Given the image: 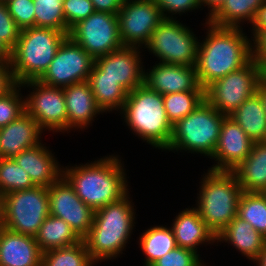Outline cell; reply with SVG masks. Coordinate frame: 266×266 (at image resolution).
Returning <instances> with one entry per match:
<instances>
[{"mask_svg": "<svg viewBox=\"0 0 266 266\" xmlns=\"http://www.w3.org/2000/svg\"><path fill=\"white\" fill-rule=\"evenodd\" d=\"M204 24L207 35L199 42L195 64L197 79L203 89L242 68L253 58L252 39L247 37L242 27Z\"/></svg>", "mask_w": 266, "mask_h": 266, "instance_id": "cell-1", "label": "cell"}, {"mask_svg": "<svg viewBox=\"0 0 266 266\" xmlns=\"http://www.w3.org/2000/svg\"><path fill=\"white\" fill-rule=\"evenodd\" d=\"M121 160V157L113 154L86 164L65 166L63 176L79 198L97 210L130 194Z\"/></svg>", "mask_w": 266, "mask_h": 266, "instance_id": "cell-2", "label": "cell"}, {"mask_svg": "<svg viewBox=\"0 0 266 266\" xmlns=\"http://www.w3.org/2000/svg\"><path fill=\"white\" fill-rule=\"evenodd\" d=\"M129 196L95 210L93 224L84 241L96 263L115 259L127 247L136 224L135 205Z\"/></svg>", "mask_w": 266, "mask_h": 266, "instance_id": "cell-3", "label": "cell"}, {"mask_svg": "<svg viewBox=\"0 0 266 266\" xmlns=\"http://www.w3.org/2000/svg\"><path fill=\"white\" fill-rule=\"evenodd\" d=\"M120 114L126 126L138 138L153 148L166 151L170 144L172 125L166 116L163 95L145 84L138 86L128 93Z\"/></svg>", "mask_w": 266, "mask_h": 266, "instance_id": "cell-4", "label": "cell"}, {"mask_svg": "<svg viewBox=\"0 0 266 266\" xmlns=\"http://www.w3.org/2000/svg\"><path fill=\"white\" fill-rule=\"evenodd\" d=\"M201 180L194 208L216 237L237 216L243 190L233 172L208 170Z\"/></svg>", "mask_w": 266, "mask_h": 266, "instance_id": "cell-5", "label": "cell"}, {"mask_svg": "<svg viewBox=\"0 0 266 266\" xmlns=\"http://www.w3.org/2000/svg\"><path fill=\"white\" fill-rule=\"evenodd\" d=\"M67 37L68 34L52 28L33 26L21 29L10 61L17 83L39 80Z\"/></svg>", "mask_w": 266, "mask_h": 266, "instance_id": "cell-6", "label": "cell"}, {"mask_svg": "<svg viewBox=\"0 0 266 266\" xmlns=\"http://www.w3.org/2000/svg\"><path fill=\"white\" fill-rule=\"evenodd\" d=\"M225 117L204 99L193 112L172 126L170 144L166 150H184L211 158Z\"/></svg>", "mask_w": 266, "mask_h": 266, "instance_id": "cell-7", "label": "cell"}, {"mask_svg": "<svg viewBox=\"0 0 266 266\" xmlns=\"http://www.w3.org/2000/svg\"><path fill=\"white\" fill-rule=\"evenodd\" d=\"M49 216L48 188H33L3 195V227L12 232L34 236Z\"/></svg>", "mask_w": 266, "mask_h": 266, "instance_id": "cell-8", "label": "cell"}, {"mask_svg": "<svg viewBox=\"0 0 266 266\" xmlns=\"http://www.w3.org/2000/svg\"><path fill=\"white\" fill-rule=\"evenodd\" d=\"M192 29L176 18L164 19L152 32L144 47L160 59L159 62L193 67L196 64L199 41Z\"/></svg>", "mask_w": 266, "mask_h": 266, "instance_id": "cell-9", "label": "cell"}, {"mask_svg": "<svg viewBox=\"0 0 266 266\" xmlns=\"http://www.w3.org/2000/svg\"><path fill=\"white\" fill-rule=\"evenodd\" d=\"M261 67L252 58L245 66L217 79L204 89L205 100L221 114L231 115L257 92Z\"/></svg>", "mask_w": 266, "mask_h": 266, "instance_id": "cell-10", "label": "cell"}, {"mask_svg": "<svg viewBox=\"0 0 266 266\" xmlns=\"http://www.w3.org/2000/svg\"><path fill=\"white\" fill-rule=\"evenodd\" d=\"M68 36L94 59L123 47L117 14L95 11L74 25Z\"/></svg>", "mask_w": 266, "mask_h": 266, "instance_id": "cell-11", "label": "cell"}, {"mask_svg": "<svg viewBox=\"0 0 266 266\" xmlns=\"http://www.w3.org/2000/svg\"><path fill=\"white\" fill-rule=\"evenodd\" d=\"M32 88L25 98V111L43 131L67 132V112L63 88L32 80L20 84ZM26 86V87H25Z\"/></svg>", "mask_w": 266, "mask_h": 266, "instance_id": "cell-12", "label": "cell"}, {"mask_svg": "<svg viewBox=\"0 0 266 266\" xmlns=\"http://www.w3.org/2000/svg\"><path fill=\"white\" fill-rule=\"evenodd\" d=\"M117 18L123 46L141 50L149 43L154 29L164 20L155 0H125Z\"/></svg>", "mask_w": 266, "mask_h": 266, "instance_id": "cell-13", "label": "cell"}, {"mask_svg": "<svg viewBox=\"0 0 266 266\" xmlns=\"http://www.w3.org/2000/svg\"><path fill=\"white\" fill-rule=\"evenodd\" d=\"M94 60L68 36L58 48L54 59L39 81L57 88L88 81Z\"/></svg>", "mask_w": 266, "mask_h": 266, "instance_id": "cell-14", "label": "cell"}, {"mask_svg": "<svg viewBox=\"0 0 266 266\" xmlns=\"http://www.w3.org/2000/svg\"><path fill=\"white\" fill-rule=\"evenodd\" d=\"M48 197L49 215L64 220L81 239H84L90 232L95 210L79 198L63 175L48 187Z\"/></svg>", "mask_w": 266, "mask_h": 266, "instance_id": "cell-15", "label": "cell"}, {"mask_svg": "<svg viewBox=\"0 0 266 266\" xmlns=\"http://www.w3.org/2000/svg\"><path fill=\"white\" fill-rule=\"evenodd\" d=\"M140 48L123 46L94 60L101 78H111L129 93L144 84L145 67Z\"/></svg>", "mask_w": 266, "mask_h": 266, "instance_id": "cell-16", "label": "cell"}, {"mask_svg": "<svg viewBox=\"0 0 266 266\" xmlns=\"http://www.w3.org/2000/svg\"><path fill=\"white\" fill-rule=\"evenodd\" d=\"M254 142L245 134L241 127L229 116L223 119L219 140L210 159L214 165L208 170H235L250 154Z\"/></svg>", "mask_w": 266, "mask_h": 266, "instance_id": "cell-17", "label": "cell"}, {"mask_svg": "<svg viewBox=\"0 0 266 266\" xmlns=\"http://www.w3.org/2000/svg\"><path fill=\"white\" fill-rule=\"evenodd\" d=\"M146 71L144 84L161 95L185 91H204L199 85L195 66L159 62Z\"/></svg>", "mask_w": 266, "mask_h": 266, "instance_id": "cell-18", "label": "cell"}, {"mask_svg": "<svg viewBox=\"0 0 266 266\" xmlns=\"http://www.w3.org/2000/svg\"><path fill=\"white\" fill-rule=\"evenodd\" d=\"M43 130L25 111L13 122L0 128V158L13 159L26 149L42 143Z\"/></svg>", "mask_w": 266, "mask_h": 266, "instance_id": "cell-19", "label": "cell"}, {"mask_svg": "<svg viewBox=\"0 0 266 266\" xmlns=\"http://www.w3.org/2000/svg\"><path fill=\"white\" fill-rule=\"evenodd\" d=\"M67 112V132L71 129H85L94 118L104 113L97 105L88 81L63 88ZM98 114V115H97Z\"/></svg>", "mask_w": 266, "mask_h": 266, "instance_id": "cell-20", "label": "cell"}, {"mask_svg": "<svg viewBox=\"0 0 266 266\" xmlns=\"http://www.w3.org/2000/svg\"><path fill=\"white\" fill-rule=\"evenodd\" d=\"M45 144L26 149L13 159L27 171L35 186L49 187L63 175V166Z\"/></svg>", "mask_w": 266, "mask_h": 266, "instance_id": "cell-21", "label": "cell"}, {"mask_svg": "<svg viewBox=\"0 0 266 266\" xmlns=\"http://www.w3.org/2000/svg\"><path fill=\"white\" fill-rule=\"evenodd\" d=\"M42 252L34 236L0 228V266H41Z\"/></svg>", "mask_w": 266, "mask_h": 266, "instance_id": "cell-22", "label": "cell"}, {"mask_svg": "<svg viewBox=\"0 0 266 266\" xmlns=\"http://www.w3.org/2000/svg\"><path fill=\"white\" fill-rule=\"evenodd\" d=\"M177 247L187 248L198 253L202 244H214L215 235L207 228L199 212L194 208H185L176 215L171 224ZM198 246V247H197Z\"/></svg>", "mask_w": 266, "mask_h": 266, "instance_id": "cell-23", "label": "cell"}, {"mask_svg": "<svg viewBox=\"0 0 266 266\" xmlns=\"http://www.w3.org/2000/svg\"><path fill=\"white\" fill-rule=\"evenodd\" d=\"M217 242H227L251 261H255L264 246L266 238L253 229L249 222L236 216L217 236Z\"/></svg>", "mask_w": 266, "mask_h": 266, "instance_id": "cell-24", "label": "cell"}, {"mask_svg": "<svg viewBox=\"0 0 266 266\" xmlns=\"http://www.w3.org/2000/svg\"><path fill=\"white\" fill-rule=\"evenodd\" d=\"M244 192L266 191V145L255 142L249 156L232 171Z\"/></svg>", "mask_w": 266, "mask_h": 266, "instance_id": "cell-25", "label": "cell"}, {"mask_svg": "<svg viewBox=\"0 0 266 266\" xmlns=\"http://www.w3.org/2000/svg\"><path fill=\"white\" fill-rule=\"evenodd\" d=\"M264 2L266 0H224L205 21L218 27L240 28L242 27L240 24L245 21L252 25Z\"/></svg>", "mask_w": 266, "mask_h": 266, "instance_id": "cell-26", "label": "cell"}, {"mask_svg": "<svg viewBox=\"0 0 266 266\" xmlns=\"http://www.w3.org/2000/svg\"><path fill=\"white\" fill-rule=\"evenodd\" d=\"M255 143L261 142L266 134V111L259 94L256 92L246 99L229 115Z\"/></svg>", "mask_w": 266, "mask_h": 266, "instance_id": "cell-27", "label": "cell"}, {"mask_svg": "<svg viewBox=\"0 0 266 266\" xmlns=\"http://www.w3.org/2000/svg\"><path fill=\"white\" fill-rule=\"evenodd\" d=\"M93 96L103 112L120 111L125 104L128 92L111 78H101V72L93 65L88 78Z\"/></svg>", "mask_w": 266, "mask_h": 266, "instance_id": "cell-28", "label": "cell"}, {"mask_svg": "<svg viewBox=\"0 0 266 266\" xmlns=\"http://www.w3.org/2000/svg\"><path fill=\"white\" fill-rule=\"evenodd\" d=\"M41 252L74 245L82 239L64 220L49 215L35 235Z\"/></svg>", "mask_w": 266, "mask_h": 266, "instance_id": "cell-29", "label": "cell"}, {"mask_svg": "<svg viewBox=\"0 0 266 266\" xmlns=\"http://www.w3.org/2000/svg\"><path fill=\"white\" fill-rule=\"evenodd\" d=\"M139 246L146 256L143 266H151L156 260L177 247L171 227L151 226L139 237Z\"/></svg>", "mask_w": 266, "mask_h": 266, "instance_id": "cell-30", "label": "cell"}, {"mask_svg": "<svg viewBox=\"0 0 266 266\" xmlns=\"http://www.w3.org/2000/svg\"><path fill=\"white\" fill-rule=\"evenodd\" d=\"M84 239L74 245L42 252L41 266H93Z\"/></svg>", "mask_w": 266, "mask_h": 266, "instance_id": "cell-31", "label": "cell"}, {"mask_svg": "<svg viewBox=\"0 0 266 266\" xmlns=\"http://www.w3.org/2000/svg\"><path fill=\"white\" fill-rule=\"evenodd\" d=\"M237 216L249 222L253 229L266 238V195L264 193L242 192Z\"/></svg>", "mask_w": 266, "mask_h": 266, "instance_id": "cell-32", "label": "cell"}, {"mask_svg": "<svg viewBox=\"0 0 266 266\" xmlns=\"http://www.w3.org/2000/svg\"><path fill=\"white\" fill-rule=\"evenodd\" d=\"M204 99V91H185L163 95L168 121L173 126L177 121L193 112Z\"/></svg>", "mask_w": 266, "mask_h": 266, "instance_id": "cell-33", "label": "cell"}, {"mask_svg": "<svg viewBox=\"0 0 266 266\" xmlns=\"http://www.w3.org/2000/svg\"><path fill=\"white\" fill-rule=\"evenodd\" d=\"M35 27L70 33L63 14V0H33Z\"/></svg>", "mask_w": 266, "mask_h": 266, "instance_id": "cell-34", "label": "cell"}, {"mask_svg": "<svg viewBox=\"0 0 266 266\" xmlns=\"http://www.w3.org/2000/svg\"><path fill=\"white\" fill-rule=\"evenodd\" d=\"M27 171L17 165L14 159L0 158V194L33 188Z\"/></svg>", "mask_w": 266, "mask_h": 266, "instance_id": "cell-35", "label": "cell"}, {"mask_svg": "<svg viewBox=\"0 0 266 266\" xmlns=\"http://www.w3.org/2000/svg\"><path fill=\"white\" fill-rule=\"evenodd\" d=\"M21 85L0 97V128L13 122L25 112V99L22 96Z\"/></svg>", "mask_w": 266, "mask_h": 266, "instance_id": "cell-36", "label": "cell"}, {"mask_svg": "<svg viewBox=\"0 0 266 266\" xmlns=\"http://www.w3.org/2000/svg\"><path fill=\"white\" fill-rule=\"evenodd\" d=\"M200 259V254L187 248L176 247L151 266H206Z\"/></svg>", "mask_w": 266, "mask_h": 266, "instance_id": "cell-37", "label": "cell"}, {"mask_svg": "<svg viewBox=\"0 0 266 266\" xmlns=\"http://www.w3.org/2000/svg\"><path fill=\"white\" fill-rule=\"evenodd\" d=\"M21 28L9 13L7 4L0 1V41L12 51L20 37Z\"/></svg>", "mask_w": 266, "mask_h": 266, "instance_id": "cell-38", "label": "cell"}, {"mask_svg": "<svg viewBox=\"0 0 266 266\" xmlns=\"http://www.w3.org/2000/svg\"><path fill=\"white\" fill-rule=\"evenodd\" d=\"M14 21L21 29L35 26L33 0H4Z\"/></svg>", "mask_w": 266, "mask_h": 266, "instance_id": "cell-39", "label": "cell"}, {"mask_svg": "<svg viewBox=\"0 0 266 266\" xmlns=\"http://www.w3.org/2000/svg\"><path fill=\"white\" fill-rule=\"evenodd\" d=\"M94 12L91 0H63V14L69 30Z\"/></svg>", "mask_w": 266, "mask_h": 266, "instance_id": "cell-40", "label": "cell"}, {"mask_svg": "<svg viewBox=\"0 0 266 266\" xmlns=\"http://www.w3.org/2000/svg\"><path fill=\"white\" fill-rule=\"evenodd\" d=\"M155 3L164 19H174L175 14L181 16L182 13L198 10L202 6L200 0H155Z\"/></svg>", "mask_w": 266, "mask_h": 266, "instance_id": "cell-41", "label": "cell"}, {"mask_svg": "<svg viewBox=\"0 0 266 266\" xmlns=\"http://www.w3.org/2000/svg\"><path fill=\"white\" fill-rule=\"evenodd\" d=\"M253 59L261 67L266 68V30H251Z\"/></svg>", "mask_w": 266, "mask_h": 266, "instance_id": "cell-42", "label": "cell"}, {"mask_svg": "<svg viewBox=\"0 0 266 266\" xmlns=\"http://www.w3.org/2000/svg\"><path fill=\"white\" fill-rule=\"evenodd\" d=\"M18 85L10 61H0V97Z\"/></svg>", "mask_w": 266, "mask_h": 266, "instance_id": "cell-43", "label": "cell"}, {"mask_svg": "<svg viewBox=\"0 0 266 266\" xmlns=\"http://www.w3.org/2000/svg\"><path fill=\"white\" fill-rule=\"evenodd\" d=\"M96 12L118 14L125 0H91Z\"/></svg>", "mask_w": 266, "mask_h": 266, "instance_id": "cell-44", "label": "cell"}, {"mask_svg": "<svg viewBox=\"0 0 266 266\" xmlns=\"http://www.w3.org/2000/svg\"><path fill=\"white\" fill-rule=\"evenodd\" d=\"M251 27L252 30H266V2L259 8Z\"/></svg>", "mask_w": 266, "mask_h": 266, "instance_id": "cell-45", "label": "cell"}, {"mask_svg": "<svg viewBox=\"0 0 266 266\" xmlns=\"http://www.w3.org/2000/svg\"><path fill=\"white\" fill-rule=\"evenodd\" d=\"M201 5L209 8L208 17H210L224 2V0H200Z\"/></svg>", "mask_w": 266, "mask_h": 266, "instance_id": "cell-46", "label": "cell"}, {"mask_svg": "<svg viewBox=\"0 0 266 266\" xmlns=\"http://www.w3.org/2000/svg\"><path fill=\"white\" fill-rule=\"evenodd\" d=\"M257 93L259 94L264 106V110L266 111V81L263 78H261L259 81Z\"/></svg>", "mask_w": 266, "mask_h": 266, "instance_id": "cell-47", "label": "cell"}, {"mask_svg": "<svg viewBox=\"0 0 266 266\" xmlns=\"http://www.w3.org/2000/svg\"><path fill=\"white\" fill-rule=\"evenodd\" d=\"M0 61H11V51L0 41Z\"/></svg>", "mask_w": 266, "mask_h": 266, "instance_id": "cell-48", "label": "cell"}, {"mask_svg": "<svg viewBox=\"0 0 266 266\" xmlns=\"http://www.w3.org/2000/svg\"><path fill=\"white\" fill-rule=\"evenodd\" d=\"M254 263H256L257 266H266V245L260 252L258 258L254 261Z\"/></svg>", "mask_w": 266, "mask_h": 266, "instance_id": "cell-49", "label": "cell"}, {"mask_svg": "<svg viewBox=\"0 0 266 266\" xmlns=\"http://www.w3.org/2000/svg\"><path fill=\"white\" fill-rule=\"evenodd\" d=\"M3 227V195L0 194V228Z\"/></svg>", "mask_w": 266, "mask_h": 266, "instance_id": "cell-50", "label": "cell"}, {"mask_svg": "<svg viewBox=\"0 0 266 266\" xmlns=\"http://www.w3.org/2000/svg\"><path fill=\"white\" fill-rule=\"evenodd\" d=\"M262 78L266 81V68L262 70Z\"/></svg>", "mask_w": 266, "mask_h": 266, "instance_id": "cell-51", "label": "cell"}, {"mask_svg": "<svg viewBox=\"0 0 266 266\" xmlns=\"http://www.w3.org/2000/svg\"><path fill=\"white\" fill-rule=\"evenodd\" d=\"M264 145H266V134H265V137L264 139L261 141Z\"/></svg>", "mask_w": 266, "mask_h": 266, "instance_id": "cell-52", "label": "cell"}]
</instances>
